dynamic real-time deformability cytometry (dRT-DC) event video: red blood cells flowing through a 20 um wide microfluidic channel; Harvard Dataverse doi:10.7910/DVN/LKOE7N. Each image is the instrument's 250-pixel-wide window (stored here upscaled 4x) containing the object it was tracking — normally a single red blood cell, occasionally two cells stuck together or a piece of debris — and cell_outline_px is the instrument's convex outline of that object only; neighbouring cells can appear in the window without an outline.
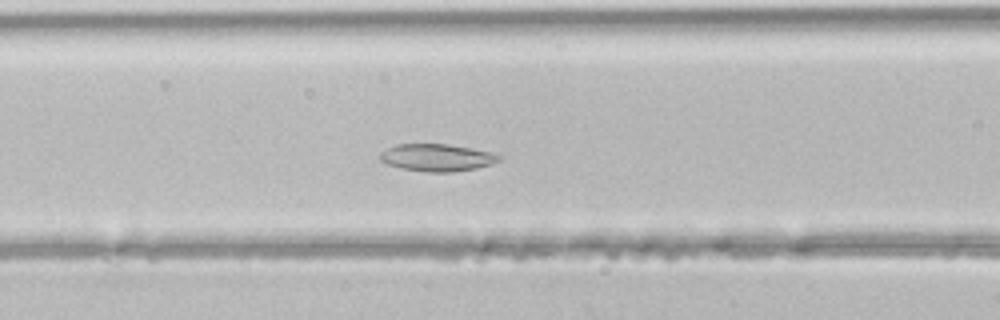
{"species": "common noctule bat (a hibernating species)", "species_latin": "Nyctalus noctula", "temperature_condition": "room temperature", "stored_images_in_passage": 32, "segment_of_instrument_passage": [1, 2], "camera_frame_rate_fps": 3000, "um_per_image_px": 0.085, "animal": {"sex": "male", "body_mass_g": 21.5, "forearm_length_mm": 52.0}, "frame": {"image": 1, "passage_image": 8, "time_ms": 2.333, "image_size_px": [1000, 320], "cell_outline_px": [[500, 160], [492, 164], [476, 168], [452, 172], [428, 172], [400, 168], [388, 164], [380, 160], [380, 152], [396, 144], [448, 144], [496, 152], [500, 156]], "centroid_in_image_um": [37.17, 13.39], "position_along_channel_um": 129.4, "area_um2": 19.02}}
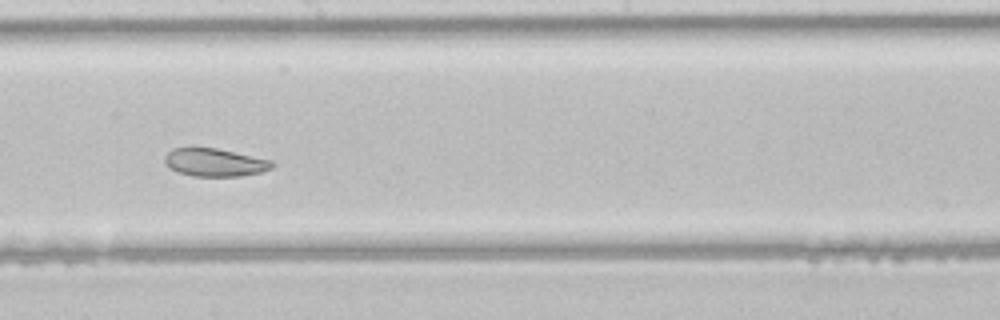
{"frame": {"image": 2, "passage_image": 15, "time_ms": 4.667, "image_size_px": [1000, 320], "cell_outline_px": [[276, 164], [272, 168], [260, 172], [240, 176], [192, 176], [176, 172], [168, 168], [164, 164], [164, 156], [172, 148], [216, 148], [272, 160]], "centroid_in_image_um": [18.22, 13.81], "position_along_channel_um": 230.0, "area_um2": 17.63}}
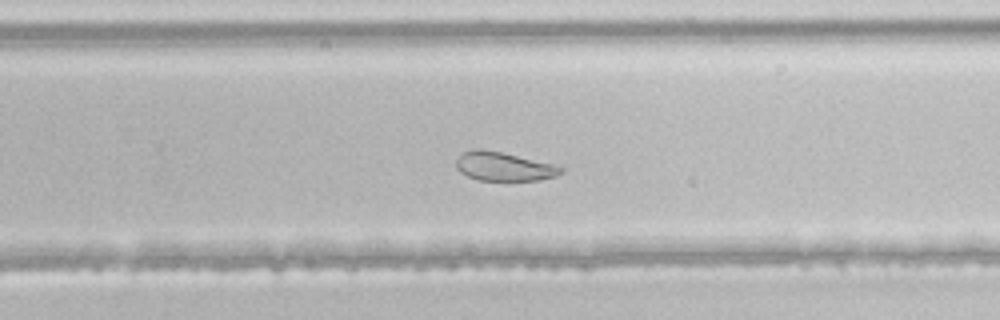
{"frame": {"image": 3, "passage_image": 19, "time_ms": 6.0, "image_size_px": [1000, 320], "cell_outline_px": [[564, 172], [556, 176], [540, 180], [476, 180], [460, 172], [456, 168], [456, 160], [464, 152], [472, 148], [480, 148], [500, 152], [552, 164], [564, 168]], "centroid_in_image_um": [42.8, 14.15], "position_along_channel_um": 287.0, "area_um2": 17.46}}